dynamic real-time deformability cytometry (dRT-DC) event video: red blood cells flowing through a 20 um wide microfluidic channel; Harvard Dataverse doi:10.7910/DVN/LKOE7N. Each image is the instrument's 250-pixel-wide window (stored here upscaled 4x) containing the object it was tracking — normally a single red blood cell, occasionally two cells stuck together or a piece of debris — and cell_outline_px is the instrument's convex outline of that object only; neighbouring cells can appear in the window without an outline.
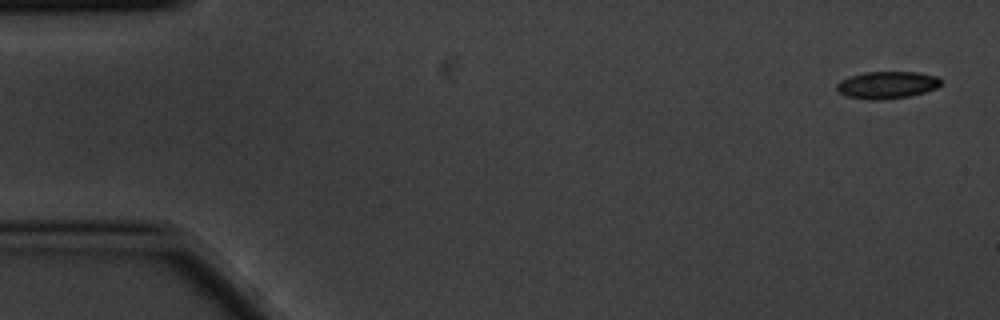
{"species": "common noctule bat (a hibernating species)", "species_latin": "Nyctalus noctula", "temperature_condition": "cold", "stored_images_in_passage": 5, "camera_frame_rate_fps": 3000, "um_per_image_px": 0.085, "animal": {"sex": "male", "body_mass_g": 20.1, "forearm_length_mm": 53.5}, "frame": {"image": 1, "passage_image": 1, "time_ms": 0.0, "image_size_px": [1000, 320], "cell_outline_px": [[944, 84], [936, 88], [924, 92], [908, 96], [880, 100], [868, 100], [848, 96], [840, 92], [836, 88], [836, 84], [840, 80], [848, 76], [864, 72], [916, 72], [936, 76], [944, 80]], "centroid_in_image_um": [75.42, 7.21], "position_along_channel_um": 9.6, "area_um2": 16.65}}
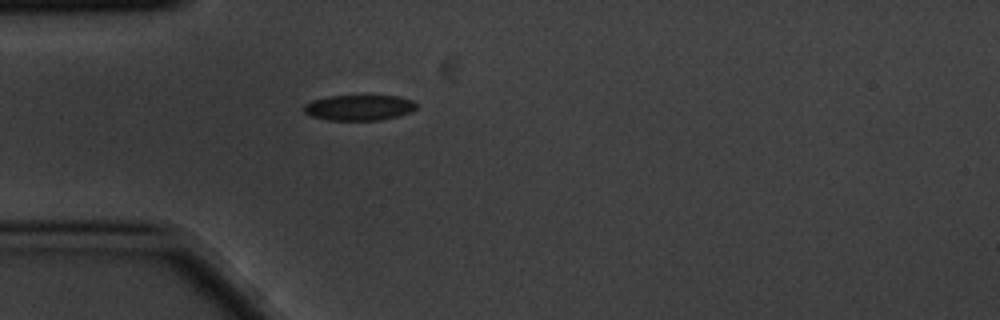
{"frame": {"image": 2, "passage_image": 5, "time_ms": 1.333, "image_size_px": [1000, 320], "cell_outline_px": [[416, 108], [412, 112], [380, 120], [328, 120], [308, 116], [304, 112], [304, 104], [312, 100], [328, 96], [400, 96], [412, 100], [416, 104]], "centroid_in_image_um": [30.49, 9.15], "position_along_channel_um": 54.5, "area_um2": 16.82}}